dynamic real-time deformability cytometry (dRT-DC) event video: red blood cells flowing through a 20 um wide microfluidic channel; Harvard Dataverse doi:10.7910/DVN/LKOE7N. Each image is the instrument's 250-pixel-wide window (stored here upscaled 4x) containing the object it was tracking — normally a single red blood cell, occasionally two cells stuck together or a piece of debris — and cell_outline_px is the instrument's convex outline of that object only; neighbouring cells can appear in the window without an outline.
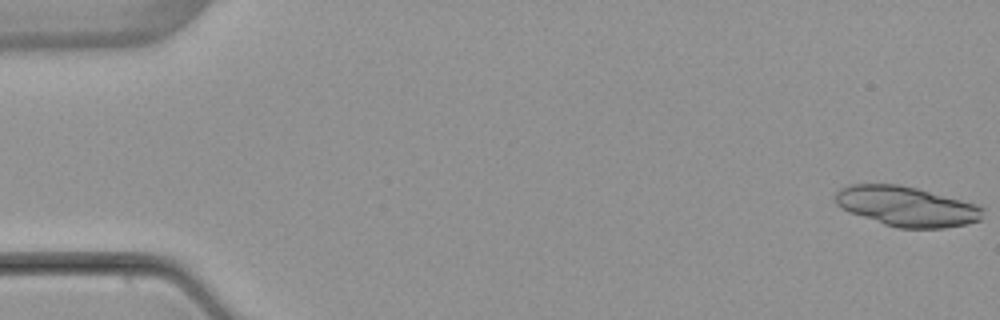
{"species": "common noctule bat (a hibernating species)", "species_latin": "Nyctalus noctula", "temperature_condition": "warm", "stored_images_in_passage": 4, "camera_frame_rate_fps": 3000, "um_per_image_px": 0.085, "animal": {"sex": "female", "body_mass_g": 22.7, "forearm_length_mm": 54.2}, "frame": {"image": 1, "passage_image": 1, "time_ms": 0.0, "image_size_px": [1000, 320], "cell_outline_px": [[984, 208], [980, 220], [968, 224], [944, 228], [896, 228], [848, 212], [836, 204], [836, 192], [840, 188], [852, 184], [900, 184], [916, 188], [976, 204]], "centroid_in_image_um": [77.05, 17.55], "position_along_channel_um": 8.0, "area_um2": 34.22}}